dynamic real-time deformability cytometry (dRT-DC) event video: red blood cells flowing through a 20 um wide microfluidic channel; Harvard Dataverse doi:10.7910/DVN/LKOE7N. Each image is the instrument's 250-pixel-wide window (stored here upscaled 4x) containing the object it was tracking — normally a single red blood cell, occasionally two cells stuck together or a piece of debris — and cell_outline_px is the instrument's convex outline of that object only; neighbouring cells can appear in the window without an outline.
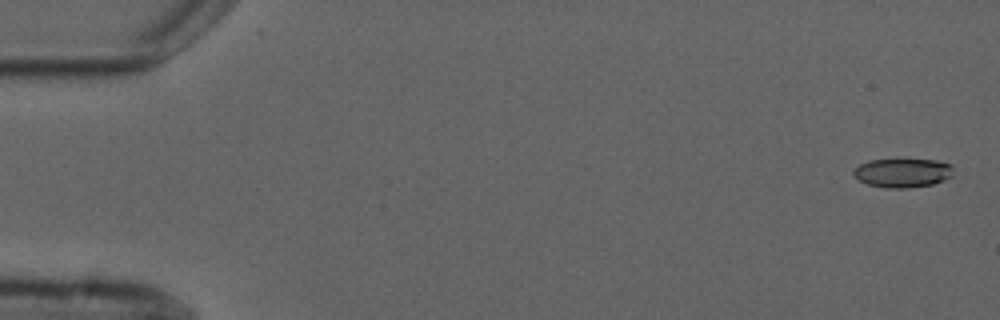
{"species": "common noctule bat (a hibernating species)", "species_latin": "Nyctalus noctula", "temperature_condition": "cold", "stored_images_in_passage": 4, "camera_frame_rate_fps": 3000, "um_per_image_px": 0.085, "animal": {"sex": "male", "forearm_length_mm": 52.5}, "frame": {"image": 1, "passage_image": 1, "time_ms": 0.0, "image_size_px": [1000, 320], "cell_outline_px": [[952, 176], [944, 180], [932, 184], [908, 188], [888, 188], [868, 184], [860, 180], [852, 172], [860, 164], [868, 160], [936, 160], [952, 164]], "centroid_in_image_um": [76.75, 14.69], "position_along_channel_um": 8.2, "area_um2": 16.65}}
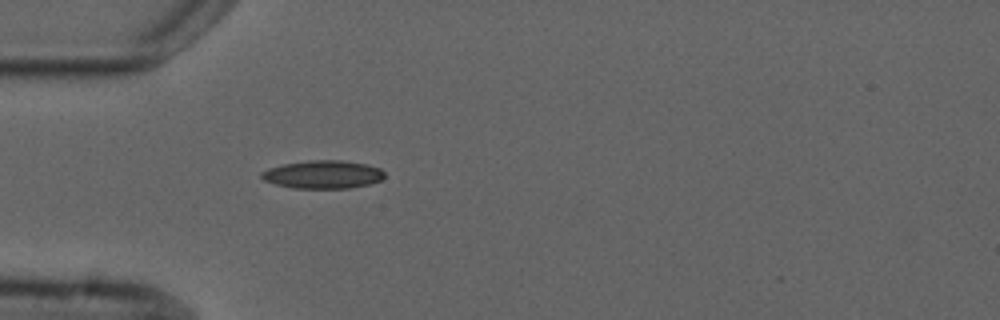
{"frame": {"image": 2, "passage_image": 4, "time_ms": 5.0, "image_size_px": [1000, 320], "cell_outline_px": [[384, 176], [380, 180], [368, 184], [348, 188], [292, 188], [276, 184], [264, 180], [260, 176], [260, 172], [268, 168], [284, 164], [308, 160], [340, 160], [364, 164], [380, 168], [384, 172]], "centroid_in_image_um": [27.41, 14.83], "position_along_channel_um": 57.6, "area_um2": 20.0}}